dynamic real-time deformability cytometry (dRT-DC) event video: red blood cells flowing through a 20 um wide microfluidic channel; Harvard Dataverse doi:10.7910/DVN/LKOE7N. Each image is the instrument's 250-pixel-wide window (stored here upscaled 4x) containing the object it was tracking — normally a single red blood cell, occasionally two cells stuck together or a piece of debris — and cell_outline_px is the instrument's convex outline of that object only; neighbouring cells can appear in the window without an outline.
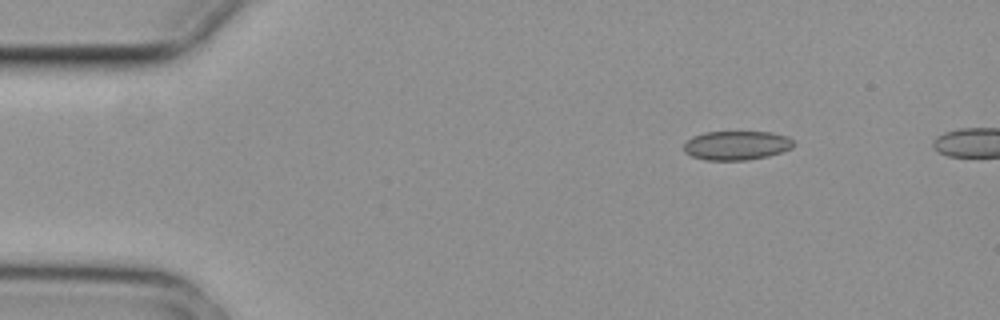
{"species": "common noctule bat (a hibernating species)", "species_latin": "Nyctalus noctula", "temperature_condition": "cold", "stored_images_in_passage": 3, "camera_frame_rate_fps": 3000, "um_per_image_px": 0.085, "animal": {"sex": "female", "body_mass_g": 29.2, "forearm_length_mm": 56.3}, "frame": {"image": 1, "passage_image": 1, "time_ms": 0.0, "image_size_px": [1000, 320], "cell_outline_px": [[792, 148], [768, 156], [744, 160], [708, 160], [692, 156], [684, 152], [684, 144], [692, 136], [704, 132], [772, 132], [788, 136], [792, 140]], "centroid_in_image_um": [62.59, 12.35], "position_along_channel_um": 22.4, "area_um2": 18.5}}